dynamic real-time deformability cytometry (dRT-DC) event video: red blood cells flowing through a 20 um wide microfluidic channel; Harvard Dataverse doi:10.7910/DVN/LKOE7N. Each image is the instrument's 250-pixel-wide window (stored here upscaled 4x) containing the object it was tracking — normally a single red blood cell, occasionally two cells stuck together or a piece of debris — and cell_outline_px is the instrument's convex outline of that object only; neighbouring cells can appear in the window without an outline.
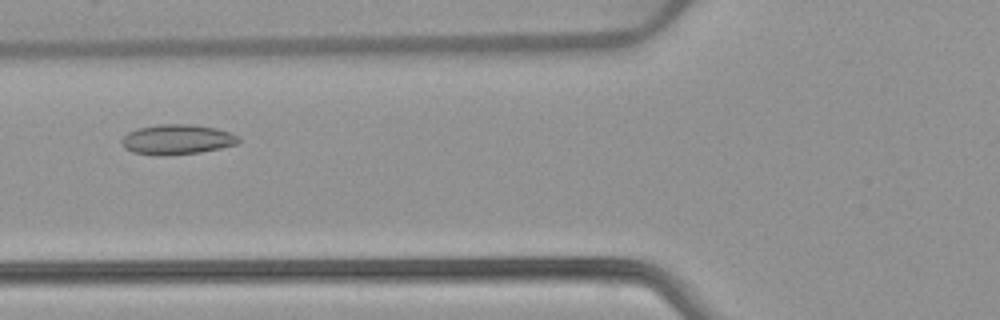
{"species": "common noctule bat (a hibernating species)", "species_latin": "Nyctalus noctula", "temperature_condition": "warm", "stored_images_in_passage": 42, "camera_frame_rate_fps": 3000, "um_per_image_px": 0.085, "animal": {"sex": "female", "body_mass_g": 22.7, "forearm_length_mm": 54.2}, "frame": {"image": 1, "passage_image": 10, "time_ms": 3.0, "image_size_px": [1000, 320], "cell_outline_px": [[240, 140], [236, 144], [220, 148], [200, 152], [160, 156], [156, 156], [132, 152], [124, 148], [120, 140], [128, 132], [140, 128], [160, 124], [192, 124], [216, 128], [232, 132]], "centroid_in_image_um": [15.03, 11.86], "position_along_channel_um": 110.8, "area_um2": 20.46}}
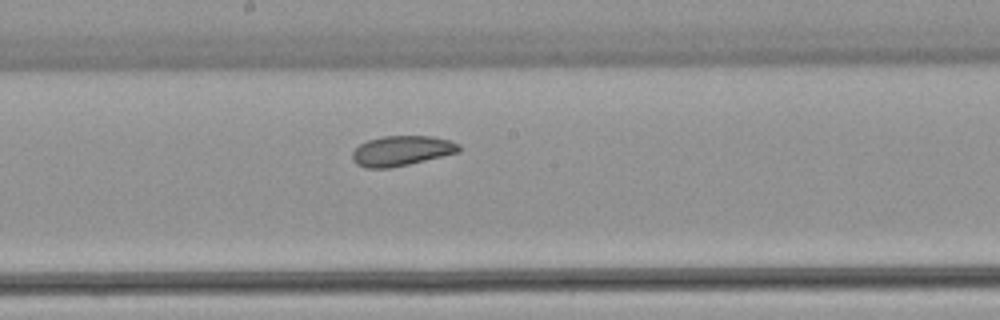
{"frame": {"image": 2, "passage_image": 18, "time_ms": 5.667, "image_size_px": [1000, 320], "cell_outline_px": [[460, 152], [408, 164], [388, 168], [364, 168], [356, 164], [352, 160], [352, 152], [360, 144], [368, 140], [384, 136], [432, 136], [452, 140], [460, 144]], "centroid_in_image_um": [34.14, 12.81], "position_along_channel_um": 214.1, "area_um2": 18.73}}
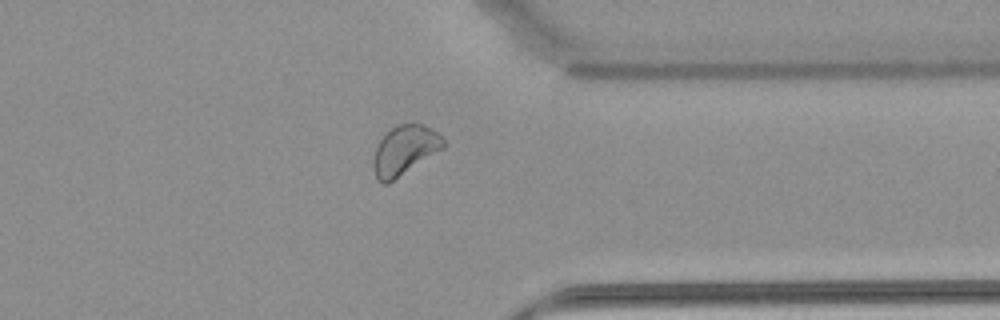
{"frame": {"image": 3, "passage_image": 31, "time_ms": 10.0, "image_size_px": [1000, 320], "cell_outline_px": [[448, 144], [444, 148], [388, 184], [384, 184], [376, 176], [372, 164], [376, 148], [380, 140], [396, 124], [420, 124], [436, 132]], "centroid_in_image_um": [34.4, 12.78], "position_along_channel_um": 377.0, "area_um2": 19.83}, "authors_computed_cell_mechanics": {"area_um2": 20.0855, "velocity_mm_per_s": 3.8762, "shape_relaxation_time_tau1_ms": null, "shape_relaxation_time_tau2_ms": 4.9037, "deformation_change_tau1": null, "deformation_change_tau2": 0.1061}}